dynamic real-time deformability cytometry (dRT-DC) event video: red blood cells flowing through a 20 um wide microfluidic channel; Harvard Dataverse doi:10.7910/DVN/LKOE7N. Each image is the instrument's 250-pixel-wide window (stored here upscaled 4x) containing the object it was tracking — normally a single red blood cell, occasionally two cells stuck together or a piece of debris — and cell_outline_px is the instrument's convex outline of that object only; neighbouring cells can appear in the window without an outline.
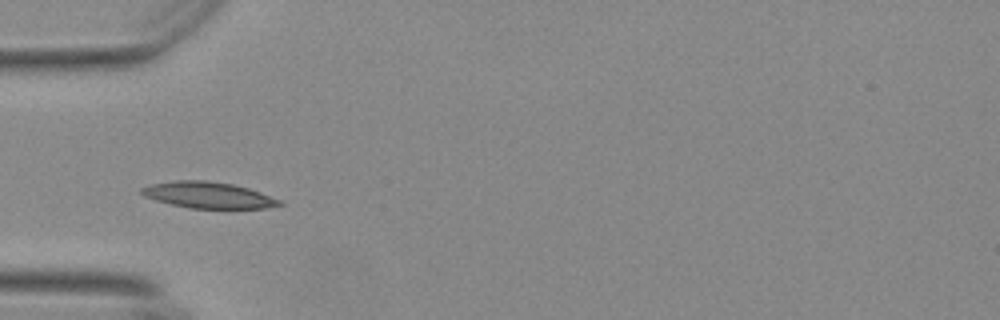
{"species": "Egyptian fruit bat (a non-hibernating species)", "species_latin": "Rousettus aegyptiacus", "temperature_condition": "warm", "stored_images_in_passage": 18, "camera_frame_rate_fps": 3000, "um_per_image_px": 0.085, "animal": {"sex": "female"}, "frame": {"image": 1, "passage_image": 6, "time_ms": 1.667, "image_size_px": [1000, 320], "cell_outline_px": [[284, 204], [264, 208], [188, 208], [156, 200], [144, 196], [140, 192], [140, 188], [152, 184], [176, 180], [204, 180], [232, 184], [248, 188], [260, 192], [280, 200]], "centroid_in_image_um": [17.68, 16.58], "position_along_channel_um": 67.3, "area_um2": 20.87}}
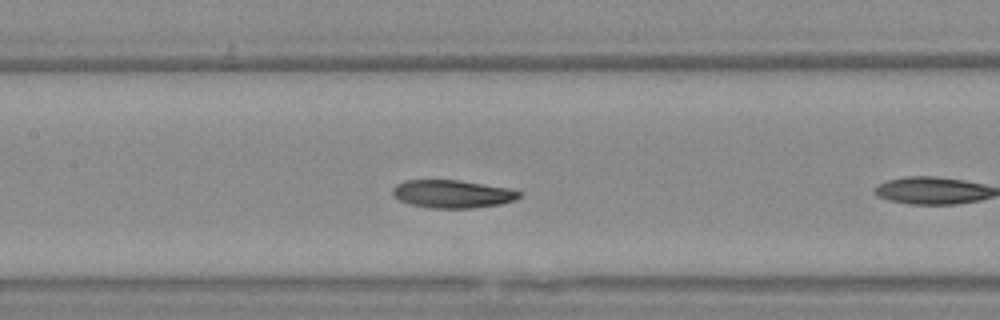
{"frame": {"image": 2, "passage_image": 11, "time_ms": 3.333, "image_size_px": [1000, 320], "cell_outline_px": [[520, 196], [516, 200], [500, 204], [472, 208], [428, 208], [408, 204], [400, 200], [392, 192], [392, 188], [396, 184], [404, 180], [456, 180], [508, 188], [520, 192]], "centroid_in_image_um": [38.42, 16.49], "position_along_channel_um": 169.0, "area_um2": 20.52}}